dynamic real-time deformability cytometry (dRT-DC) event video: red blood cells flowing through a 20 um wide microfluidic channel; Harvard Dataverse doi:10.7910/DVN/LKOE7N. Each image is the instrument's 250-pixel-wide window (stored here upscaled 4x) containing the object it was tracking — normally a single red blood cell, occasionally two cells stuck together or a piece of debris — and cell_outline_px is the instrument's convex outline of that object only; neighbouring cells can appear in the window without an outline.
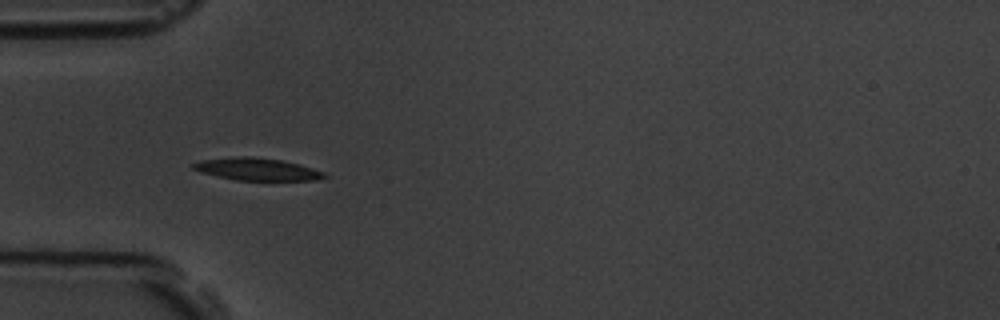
{"species": "common noctule bat (a hibernating species)", "species_latin": "Nyctalus noctula", "temperature_condition": "room temperature", "stored_images_in_passage": 5, "camera_frame_rate_fps": 3000, "um_per_image_px": 0.085, "animal": {"sex": "male", "body_mass_g": 19.5, "forearm_length_mm": 54.6}, "frame": {"image": 1, "passage_image": 4, "time_ms": 4.333, "image_size_px": [1000, 320], "cell_outline_px": [[328, 176], [316, 180], [236, 180], [216, 176], [200, 172], [192, 168], [192, 164], [200, 160], [236, 156], [252, 156], [280, 160], [300, 164], [324, 172]], "centroid_in_image_um": [21.82, 14.37], "position_along_channel_um": 63.2, "area_um2": 17.11}}
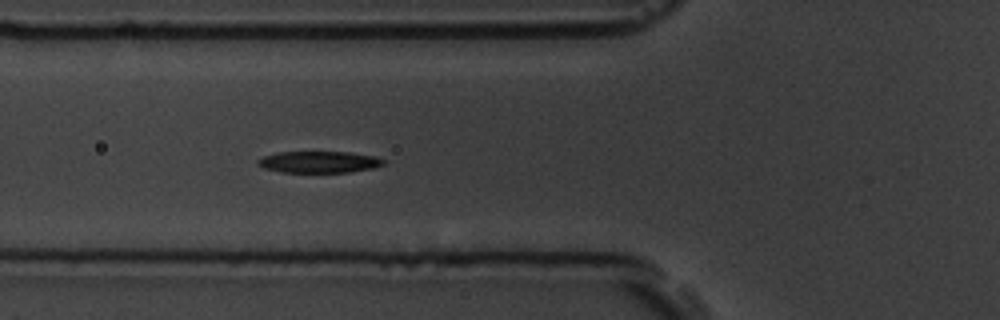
{"frame": {"image": 2, "passage_image": 5, "time_ms": 5.333, "image_size_px": [1000, 320], "cell_outline_px": [[388, 164], [372, 168], [348, 172], [280, 172], [264, 168], [256, 164], [256, 160], [264, 156], [276, 152], [348, 152], [376, 156], [388, 160]], "centroid_in_image_um": [27.16, 13.76], "position_along_channel_um": 98.6, "area_um2": 16.01}}